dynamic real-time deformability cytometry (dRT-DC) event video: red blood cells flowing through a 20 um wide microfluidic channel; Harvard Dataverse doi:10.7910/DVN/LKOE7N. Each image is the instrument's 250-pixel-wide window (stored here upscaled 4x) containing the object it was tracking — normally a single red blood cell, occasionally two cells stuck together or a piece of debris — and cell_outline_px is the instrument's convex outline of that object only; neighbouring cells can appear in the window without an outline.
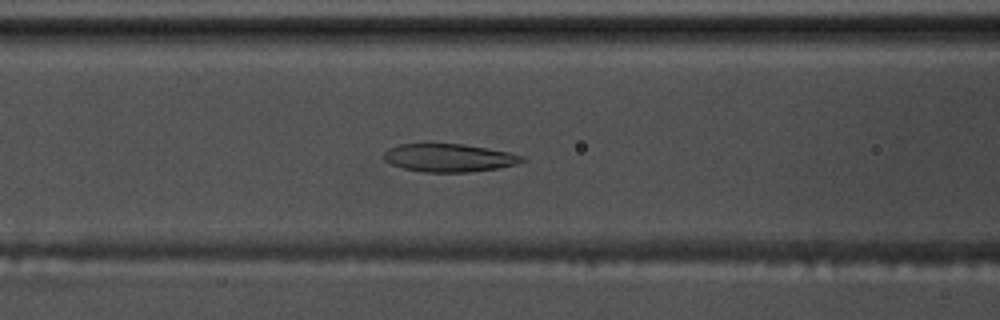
{"species": "common noctule bat (a hibernating species)", "species_latin": "Nyctalus noctula", "temperature_condition": "warm", "stored_images_in_passage": 39, "camera_frame_rate_fps": 3000, "um_per_image_px": 0.085, "animal": {"sex": "male", "body_mass_g": 17.5, "forearm_length_mm": 52.3}, "frame": {"image": 1, "passage_image": 12, "time_ms": 3.667, "image_size_px": [1000, 320], "cell_outline_px": [[524, 160], [516, 164], [500, 168], [468, 172], [424, 172], [404, 168], [392, 164], [384, 160], [384, 152], [388, 148], [400, 144], [428, 140], [464, 144], [508, 152], [524, 156]], "centroid_in_image_um": [38.1, 13.36], "position_along_channel_um": 128.5, "area_um2": 23.35}}
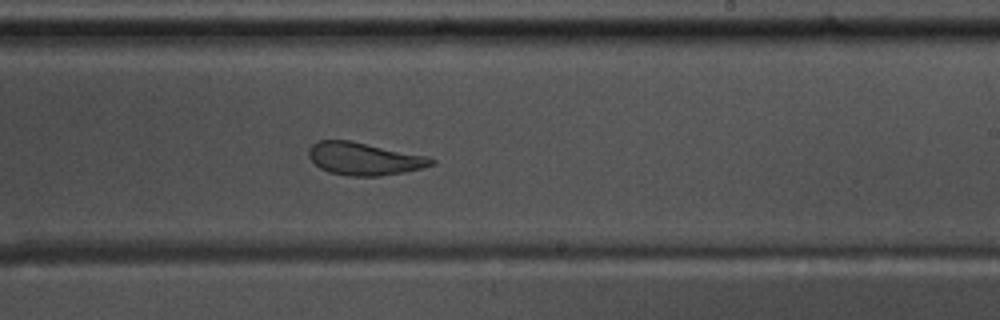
{"frame": {"image": 2, "passage_image": 23, "time_ms": 7.333, "image_size_px": [1000, 320], "cell_outline_px": [[436, 164], [404, 172], [380, 176], [348, 176], [328, 172], [320, 168], [308, 156], [308, 148], [312, 144], [320, 140], [348, 140], [428, 156], [436, 160]], "centroid_in_image_um": [30.95, 13.5], "position_along_channel_um": 258.1, "area_um2": 23.29}, "authors_computed_cell_mechanics": {"area_um2": 23.7558, "velocity_mm_per_s": 3.5515, "shape_relaxation_time_tau1_ms": 9.7703, "shape_relaxation_time_tau2_ms": 2.0797, "deformation_change_tau1": 0.2338, "deformation_change_tau2": 0.0861}}